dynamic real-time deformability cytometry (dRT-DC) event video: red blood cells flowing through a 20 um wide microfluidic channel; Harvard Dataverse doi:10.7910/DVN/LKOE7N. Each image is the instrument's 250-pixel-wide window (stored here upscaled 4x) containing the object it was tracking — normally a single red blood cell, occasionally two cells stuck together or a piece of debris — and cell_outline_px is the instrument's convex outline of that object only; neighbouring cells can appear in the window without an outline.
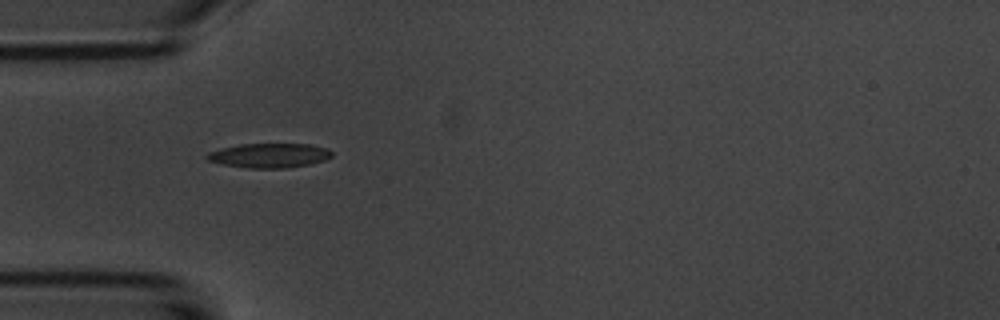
{"species": "common noctule bat (a hibernating species)", "species_latin": "Nyctalus noctula", "temperature_condition": "room temperature", "stored_images_in_passage": 5, "camera_frame_rate_fps": 3000, "um_per_image_px": 0.085, "animal": {"sex": "male", "body_mass_g": 20.1, "forearm_length_mm": 53.5}, "frame": {"image": 1, "passage_image": 2, "time_ms": 0.333, "image_size_px": [1000, 320], "cell_outline_px": [[332, 156], [324, 160], [312, 164], [288, 168], [248, 168], [224, 164], [208, 160], [204, 156], [208, 152], [220, 148], [240, 144], [312, 144], [328, 148], [332, 152]], "centroid_in_image_um": [22.91, 13.21], "position_along_channel_um": 62.1, "area_um2": 17.92}}